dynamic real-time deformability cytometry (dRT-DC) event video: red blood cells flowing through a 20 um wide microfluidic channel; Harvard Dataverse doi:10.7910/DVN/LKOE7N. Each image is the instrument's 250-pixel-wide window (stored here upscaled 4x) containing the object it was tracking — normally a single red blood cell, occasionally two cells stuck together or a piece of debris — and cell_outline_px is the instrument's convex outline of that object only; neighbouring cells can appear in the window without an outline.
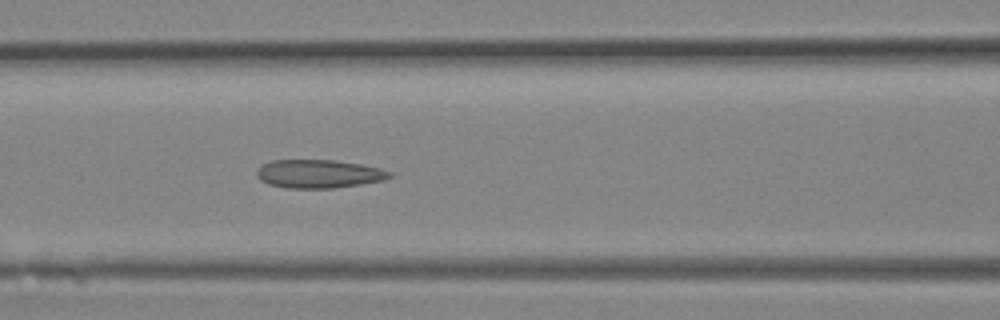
{"species": "Egyptian fruit bat (a non-hibernating species)", "species_latin": "Rousettus aegyptiacus", "temperature_condition": "room temperature", "stored_images_in_passage": 11, "camera_frame_rate_fps": 3000, "um_per_image_px": 0.085, "animal": {"sex": "female"}, "frame": {"image": 1, "passage_image": 11, "time_ms": 3.333, "image_size_px": [1000, 320], "cell_outline_px": [[392, 176], [384, 180], [360, 184], [332, 188], [284, 188], [268, 184], [260, 180], [256, 176], [256, 168], [272, 160], [336, 160], [360, 164], [380, 168], [392, 172]], "centroid_in_image_um": [27.07, 14.77], "position_along_channel_um": 139.5, "area_um2": 22.08}}